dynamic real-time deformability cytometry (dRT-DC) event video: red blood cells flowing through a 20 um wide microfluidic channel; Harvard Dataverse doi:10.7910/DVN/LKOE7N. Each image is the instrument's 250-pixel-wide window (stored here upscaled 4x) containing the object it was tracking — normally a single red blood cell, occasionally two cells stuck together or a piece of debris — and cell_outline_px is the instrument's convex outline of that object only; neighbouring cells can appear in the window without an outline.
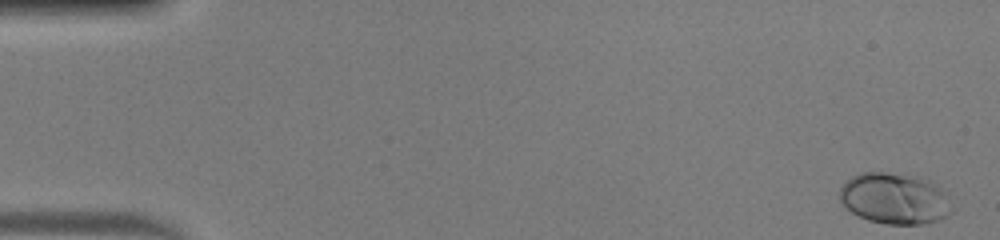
{"species": "human", "species_latin": "Homo sapiens", "temperature_condition": "warm", "stored_images_in_passage": 50, "camera_frame_rate_fps": 3000, "um_per_image_px": 0.085, "donor": {"sex": "male"}, "frame": {"image": 1, "passage_image": 1, "time_ms": 0.0, "image_size_px": [1000, 240], "cell_outline_px": [[952, 212], [936, 220], [924, 224], [888, 224], [868, 220], [844, 208], [840, 200], [840, 188], [852, 176], [860, 172], [884, 172], [920, 176], [932, 180], [944, 192], [952, 208]], "centroid_in_image_um": [76.03, 16.86], "position_along_channel_um": 9.0, "area_um2": 33.52}}
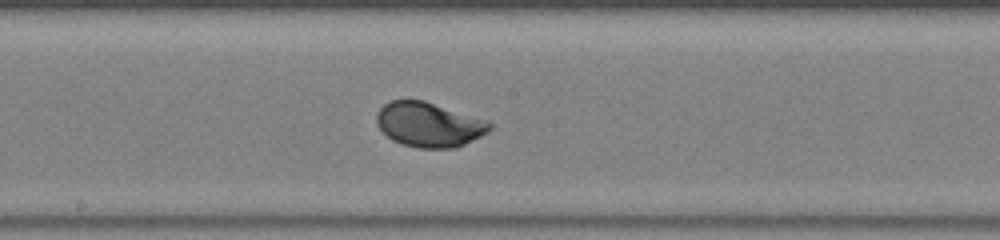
{"frame": {"image": 2, "passage_image": 27, "time_ms": 8.667, "image_size_px": [1000, 240], "cell_outline_px": [[492, 128], [488, 132], [456, 148], [420, 148], [400, 144], [392, 140], [376, 124], [376, 116], [380, 108], [384, 104], [392, 100], [424, 100], [488, 120], [492, 124]], "centroid_in_image_um": [36.47, 10.59], "position_along_channel_um": 211.7, "area_um2": 29.48}}
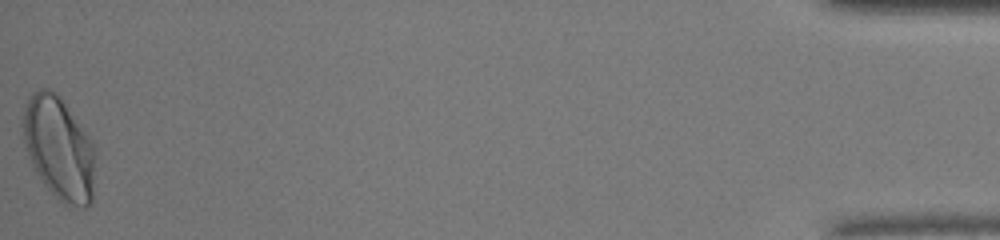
{"frame": {"image": 3, "passage_image": 50, "time_ms": 16.333, "image_size_px": [1000, 240], "cell_outline_px": [[92, 200], [84, 208], [68, 208], [44, 184], [36, 172], [28, 156], [24, 144], [20, 124], [24, 108], [32, 92], [40, 88], [48, 88], [56, 92], [60, 96], [92, 140]], "centroid_in_image_um": [4.95, 12.57], "position_along_channel_um": 430.2, "area_um2": 43.18}, "authors_computed_cell_mechanics": {"area_um2": 29.5069, "velocity_mm_per_s": 4.1149, "shape_relaxation_time_tau1_ms": 1.9931, "shape_relaxation_time_tau2_ms": null, "deformation_change_tau1": 0.1422, "deformation_change_tau2": null}}